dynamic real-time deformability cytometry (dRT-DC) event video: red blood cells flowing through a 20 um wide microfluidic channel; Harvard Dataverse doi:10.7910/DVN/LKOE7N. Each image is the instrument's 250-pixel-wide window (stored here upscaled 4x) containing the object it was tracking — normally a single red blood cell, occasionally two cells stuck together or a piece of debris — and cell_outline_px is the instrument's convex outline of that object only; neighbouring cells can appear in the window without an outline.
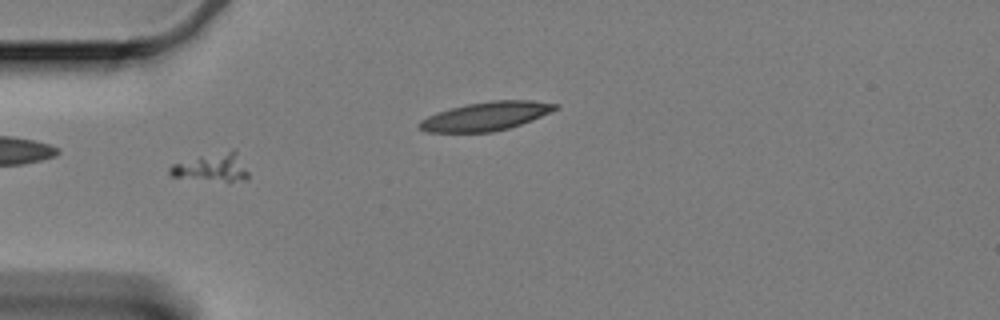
{"species": "Egyptian fruit bat (a non-hibernating species)", "species_latin": "Rousettus aegyptiacus", "temperature_condition": "cold", "stored_images_in_passage": 63, "segment_of_instrument_passage": [1, 2], "camera_frame_rate_fps": 3000, "um_per_image_px": 0.085, "animal": {"sex": "female"}, "frame": {"image": 1, "passage_image": 21, "time_ms": 6.667, "image_size_px": [1000, 320], "cell_outline_px": [[248, 176], [244, 180], [224, 180], [172, 176], [168, 172], [168, 168], [172, 164], [200, 156], [232, 148], [236, 152], [248, 172]], "centroid_in_image_um": [18.01, 14.19], "position_along_channel_um": 67.0, "area_um2": 12.37}}
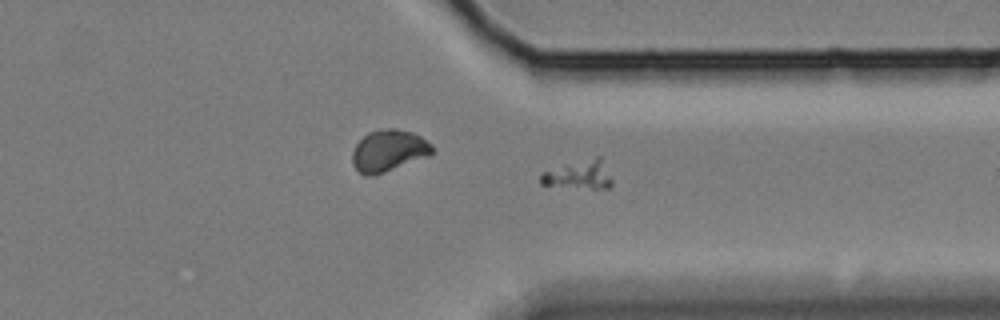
{"frame": {"image": 2, "passage_image": 48, "time_ms": 15.667, "image_size_px": [1000, 320], "cell_outline_px": [[612, 184], [608, 188], [592, 188], [540, 184], [540, 176], [544, 172], [564, 164], [596, 156], [600, 156], [612, 180]], "centroid_in_image_um": [49.24, 14.83], "position_along_channel_um": 362.2, "area_um2": 11.62}}
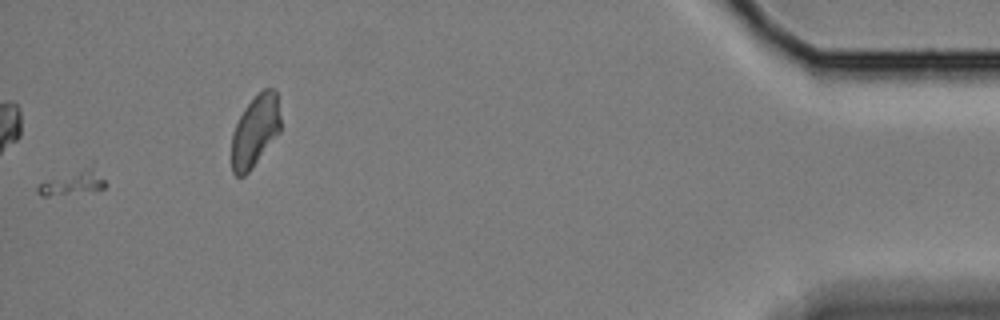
{"frame": {"image": 3, "passage_image": 62, "time_ms": 20.333, "image_size_px": [1000, 320], "cell_outline_px": [[108, 184], [104, 188], [48, 196], [40, 196], [36, 192], [36, 188], [40, 184], [92, 160]], "centroid_in_image_um": [6.29, 15.41], "position_along_channel_um": 428.9, "area_um2": 10.12}}